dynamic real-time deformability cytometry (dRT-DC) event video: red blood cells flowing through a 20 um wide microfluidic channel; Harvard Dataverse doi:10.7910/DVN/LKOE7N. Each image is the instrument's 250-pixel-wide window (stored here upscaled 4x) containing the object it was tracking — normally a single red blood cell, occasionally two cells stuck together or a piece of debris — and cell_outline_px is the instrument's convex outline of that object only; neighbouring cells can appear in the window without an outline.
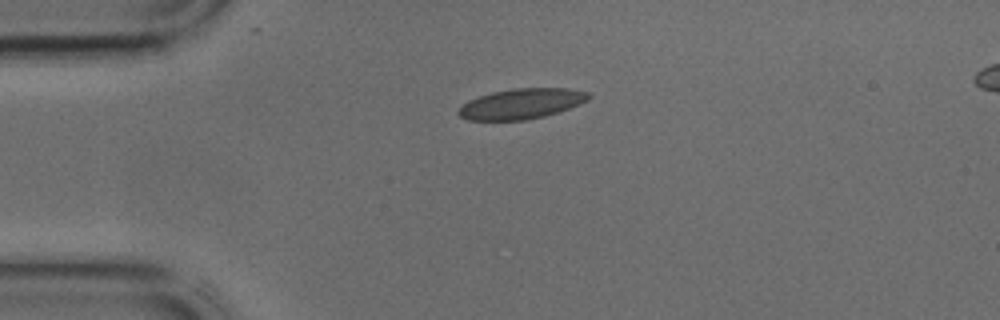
{"species": "common noctule bat (a hibernating species)", "species_latin": "Nyctalus noctula", "temperature_condition": "cold", "stored_images_in_passage": 34, "camera_frame_rate_fps": 3000, "um_per_image_px": 0.085, "animal": {"sex": "male", "body_mass_g": 17.9, "forearm_length_mm": 54.2}, "frame": {"image": 1, "passage_image": 1, "time_ms": 0.0, "image_size_px": [1000, 320], "cell_outline_px": [[592, 96], [588, 100], [580, 104], [544, 116], [524, 120], [468, 120], [460, 116], [456, 112], [468, 100], [492, 92], [516, 88], [568, 88], [588, 92]], "centroid_in_image_um": [44.33, 8.81], "position_along_channel_um": 40.7, "area_um2": 22.83}}
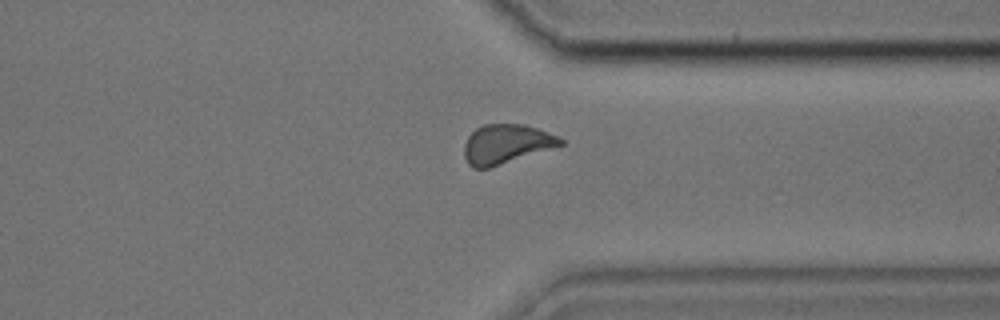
{"frame": {"image": 2, "passage_image": 24, "time_ms": 7.667, "image_size_px": [1000, 320], "cell_outline_px": [[564, 144], [488, 168], [472, 168], [468, 164], [464, 156], [464, 144], [468, 136], [476, 128], [484, 124], [524, 124], [536, 128], [556, 136], [564, 140]], "centroid_in_image_um": [42.98, 12.24], "position_along_channel_um": 368.4, "area_um2": 21.73}}
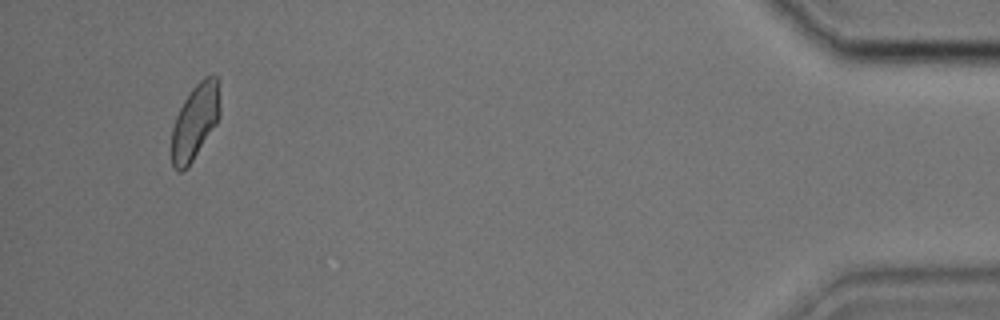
{"frame": {"image": 3, "passage_image": 32, "time_ms": 10.333, "image_size_px": [1000, 320], "cell_outline_px": [[220, 116], [216, 124], [192, 160], [180, 172], [176, 172], [172, 168], [172, 128], [176, 116], [184, 100], [192, 88], [204, 76], [216, 76], [220, 108]], "centroid_in_image_um": [16.56, 10.34], "position_along_channel_um": 418.6, "area_um2": 20.81}}